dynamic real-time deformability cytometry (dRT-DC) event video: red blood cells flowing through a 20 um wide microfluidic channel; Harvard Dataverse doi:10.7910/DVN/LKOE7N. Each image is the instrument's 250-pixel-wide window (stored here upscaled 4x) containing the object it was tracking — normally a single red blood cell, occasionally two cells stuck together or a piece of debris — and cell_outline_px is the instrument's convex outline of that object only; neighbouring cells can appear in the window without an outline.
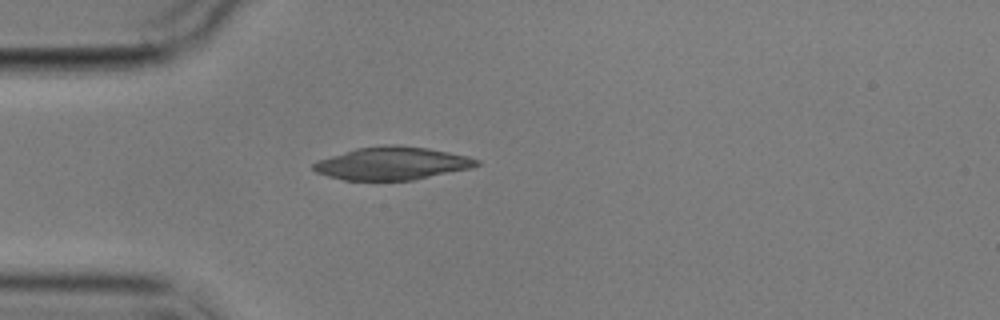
{"species": "common noctule bat (a hibernating species)", "species_latin": "Nyctalus noctula", "temperature_condition": "cold", "stored_images_in_passage": 1, "camera_frame_rate_fps": 3000, "um_per_image_px": 0.085, "animal": {"sex": "male", "body_mass_g": 17.9}, "frame": {"image": 1, "passage_image": 1, "time_ms": 0.0, "image_size_px": [1000, 320], "cell_outline_px": [[480, 164], [472, 168], [412, 180], [344, 180], [328, 176], [316, 172], [312, 168], [312, 164], [316, 160], [356, 148], [388, 144], [400, 144], [428, 148], [468, 156], [480, 160]], "centroid_in_image_um": [33.32, 13.88], "position_along_channel_um": 51.7, "area_um2": 31.44}}